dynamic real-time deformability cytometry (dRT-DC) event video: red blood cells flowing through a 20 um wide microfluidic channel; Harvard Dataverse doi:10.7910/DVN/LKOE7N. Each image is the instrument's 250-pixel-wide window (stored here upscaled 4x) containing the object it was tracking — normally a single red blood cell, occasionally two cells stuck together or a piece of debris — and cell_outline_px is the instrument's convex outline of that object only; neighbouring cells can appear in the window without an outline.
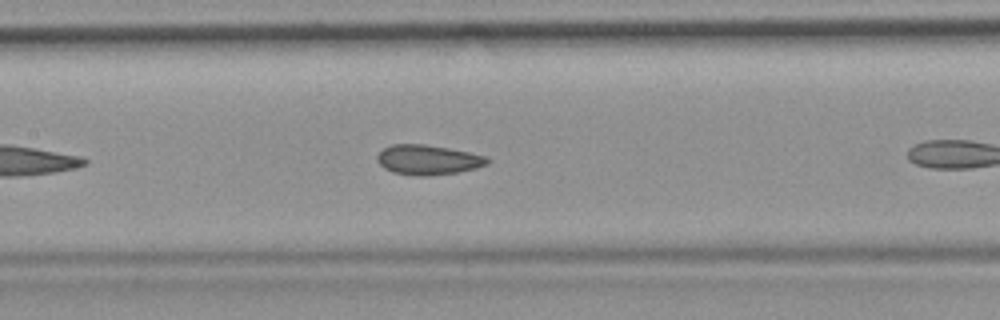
{"species": "common noctule bat (a hibernating species)", "species_latin": "Nyctalus noctula", "temperature_condition": "room temperature", "stored_images_in_passage": 11, "camera_frame_rate_fps": 3000, "um_per_image_px": 0.085, "animal": {"sex": "female", "body_mass_g": 19.9}, "frame": {"image": 1, "passage_image": 7, "time_ms": 2.0, "image_size_px": [1000, 320], "cell_outline_px": [[488, 164], [476, 168], [456, 172], [428, 176], [416, 176], [392, 172], [384, 168], [376, 160], [376, 156], [384, 148], [392, 144], [424, 144], [448, 148], [488, 156]], "centroid_in_image_um": [36.36, 13.58], "position_along_channel_um": 171.0, "area_um2": 19.13}}